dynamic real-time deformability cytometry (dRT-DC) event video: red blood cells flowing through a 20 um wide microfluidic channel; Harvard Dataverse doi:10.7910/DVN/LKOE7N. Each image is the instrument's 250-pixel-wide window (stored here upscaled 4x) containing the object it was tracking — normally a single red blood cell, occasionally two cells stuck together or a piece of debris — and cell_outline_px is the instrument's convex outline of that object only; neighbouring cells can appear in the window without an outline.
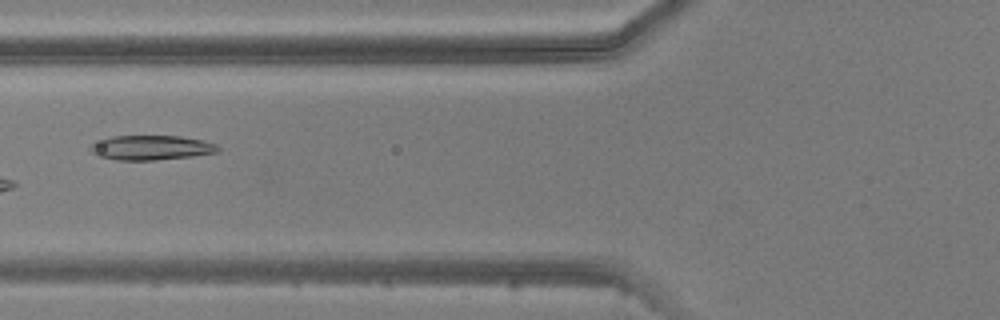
{"species": "common noctule bat (a hibernating species)", "species_latin": "Nyctalus noctula", "temperature_condition": "warm", "stored_images_in_passage": 6, "camera_frame_rate_fps": 3000, "um_per_image_px": 0.085, "animal": {"sex": "male", "body_mass_g": 20.5, "forearm_length_mm": 52.5}, "frame": {"image": 1, "passage_image": 6, "time_ms": 6.0, "image_size_px": [1000, 320], "cell_outline_px": [[220, 148], [216, 152], [192, 156], [156, 160], [116, 160], [96, 156], [88, 148], [88, 144], [112, 136], [180, 136], [204, 140], [216, 144]], "centroid_in_image_um": [12.79, 12.55], "position_along_channel_um": 113.0, "area_um2": 18.44}}